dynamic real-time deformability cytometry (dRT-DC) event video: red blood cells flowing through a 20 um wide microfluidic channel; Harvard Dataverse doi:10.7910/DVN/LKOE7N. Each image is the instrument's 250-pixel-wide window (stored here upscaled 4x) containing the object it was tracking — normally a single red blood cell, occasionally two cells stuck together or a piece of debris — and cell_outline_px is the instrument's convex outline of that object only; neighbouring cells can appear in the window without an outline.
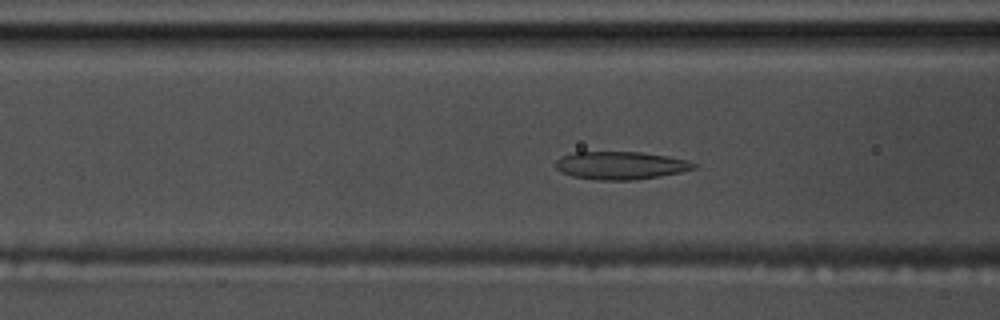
{"species": "common noctule bat (a hibernating species)", "species_latin": "Nyctalus noctula", "temperature_condition": "warm", "stored_images_in_passage": 59, "camera_frame_rate_fps": 3000, "um_per_image_px": 0.085, "animal": {"sex": "male", "body_mass_g": 17.5, "forearm_length_mm": 52.3}, "frame": {"image": 1, "passage_image": 23, "time_ms": 7.333, "image_size_px": [1000, 320], "cell_outline_px": [[696, 168], [680, 172], [660, 176], [636, 180], [596, 180], [572, 176], [560, 172], [556, 168], [556, 160], [560, 156], [572, 152], [640, 152], [668, 156], [688, 160], [696, 164]], "centroid_in_image_um": [52.73, 14.06], "position_along_channel_um": 113.9, "area_um2": 22.6}}
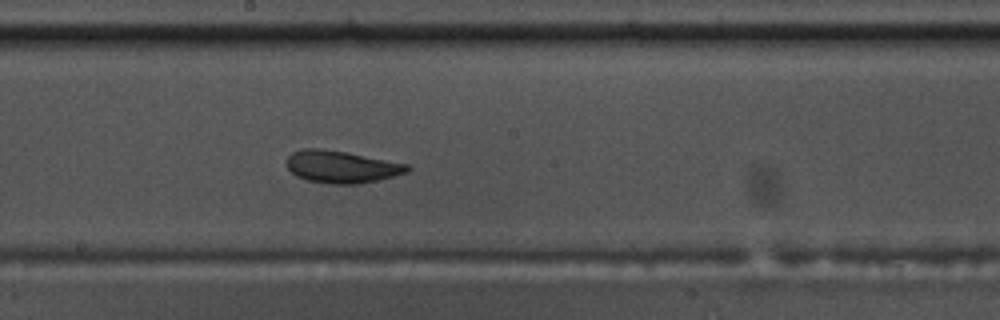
{"frame": {"image": 2, "passage_image": 32, "time_ms": 10.333, "image_size_px": [1000, 320], "cell_outline_px": [[412, 168], [408, 172], [360, 184], [332, 184], [308, 180], [296, 176], [288, 168], [288, 156], [292, 152], [304, 148], [320, 148], [348, 152], [408, 164]], "centroid_in_image_um": [29.04, 14.17], "position_along_channel_um": 219.2, "area_um2": 22.6}}
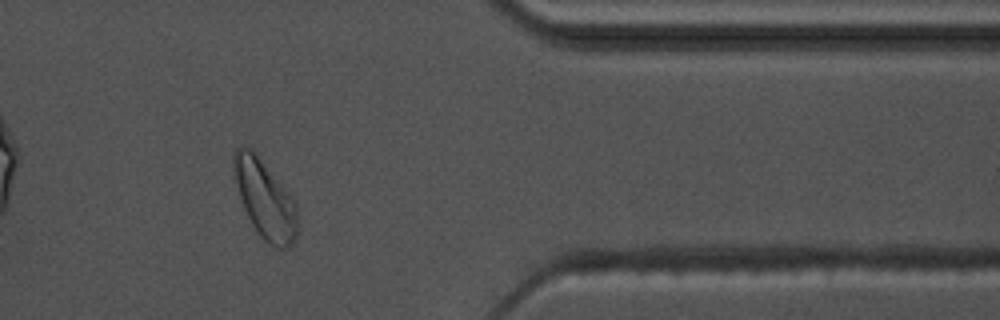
{"frame": {"image": 3, "passage_image": 48, "time_ms": 15.667, "image_size_px": [1000, 320], "cell_outline_px": [[296, 236], [292, 244], [284, 248], [276, 248], [268, 244], [260, 236], [252, 224], [244, 208], [240, 196], [232, 164], [232, 156], [236, 148], [252, 148], [256, 152], [296, 200]], "centroid_in_image_um": [22.53, 16.91], "position_along_channel_um": 388.9, "area_um2": 28.9}, "authors_computed_cell_mechanics": {"area_um2": 24.1604, "velocity_mm_per_s": 3.5265, "shape_relaxation_time_tau1_ms": 9.65, "shape_relaxation_time_tau2_ms": 1.5621, "deformation_change_tau1": 0.2065, "deformation_change_tau2": 0.0664}}